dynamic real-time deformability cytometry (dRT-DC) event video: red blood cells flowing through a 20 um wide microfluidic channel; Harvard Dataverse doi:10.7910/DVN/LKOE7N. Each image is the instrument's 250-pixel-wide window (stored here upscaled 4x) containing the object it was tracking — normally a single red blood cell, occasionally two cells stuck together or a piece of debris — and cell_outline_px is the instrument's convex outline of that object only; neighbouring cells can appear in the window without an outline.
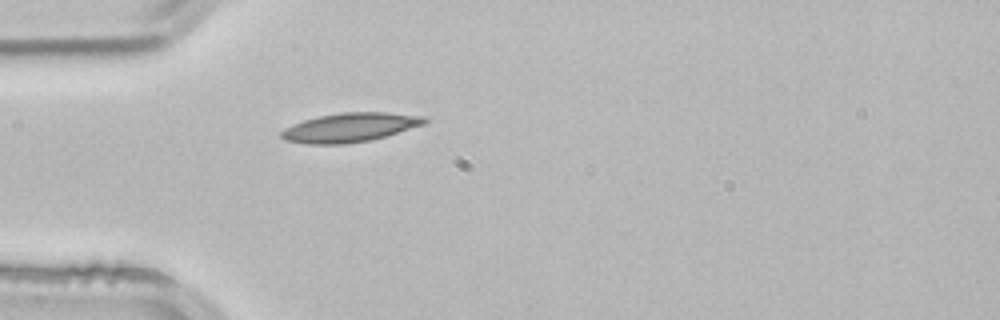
{"species": "common noctule bat (a hibernating species)", "species_latin": "Nyctalus noctula", "temperature_condition": "room temperature", "stored_images_in_passage": 1, "camera_frame_rate_fps": 3000, "um_per_image_px": 0.085, "animal": {"sex": "male", "body_mass_g": 21.5, "forearm_length_mm": 52.0}, "frame": {"image": 1, "passage_image": 1, "time_ms": 0.0, "image_size_px": [1000, 320], "cell_outline_px": [[428, 120], [424, 124], [372, 140], [344, 144], [304, 144], [284, 140], [280, 136], [280, 132], [284, 128], [292, 124], [304, 120], [320, 116], [340, 112], [388, 112], [424, 116]], "centroid_in_image_um": [29.71, 10.83], "position_along_channel_um": 55.3, "area_um2": 24.33}}